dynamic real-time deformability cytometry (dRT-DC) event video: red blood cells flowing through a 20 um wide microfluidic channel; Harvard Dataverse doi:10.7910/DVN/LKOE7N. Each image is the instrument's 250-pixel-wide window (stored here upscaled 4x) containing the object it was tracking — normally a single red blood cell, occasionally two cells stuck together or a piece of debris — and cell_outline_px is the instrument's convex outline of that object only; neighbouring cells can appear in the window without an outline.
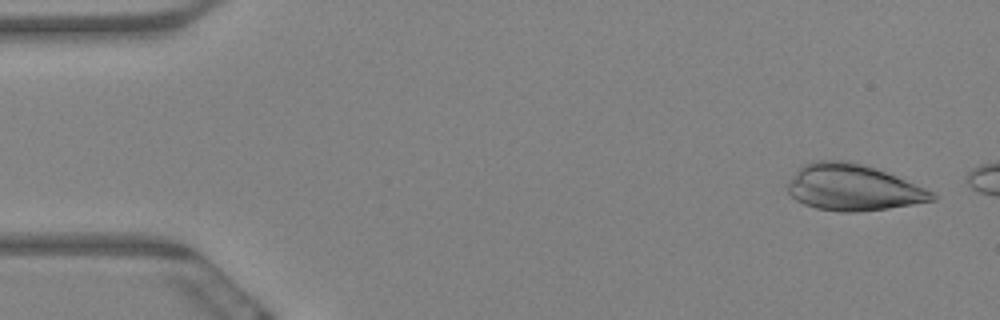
{"species": "Egyptian fruit bat (a non-hibernating species)", "species_latin": "Rousettus aegyptiacus", "temperature_condition": "warm", "stored_images_in_passage": 4, "camera_frame_rate_fps": 3000, "um_per_image_px": 0.085, "animal": {"sex": "female"}, "frame": {"image": 1, "passage_image": 1, "time_ms": 0.0, "image_size_px": [1000, 320], "cell_outline_px": [[936, 200], [888, 208], [856, 212], [840, 212], [816, 208], [804, 204], [796, 200], [788, 192], [788, 184], [792, 176], [804, 164], [816, 160], [844, 160], [860, 164], [896, 176], [936, 192]], "centroid_in_image_um": [72.51, 15.95], "position_along_channel_um": 12.5, "area_um2": 38.61}}